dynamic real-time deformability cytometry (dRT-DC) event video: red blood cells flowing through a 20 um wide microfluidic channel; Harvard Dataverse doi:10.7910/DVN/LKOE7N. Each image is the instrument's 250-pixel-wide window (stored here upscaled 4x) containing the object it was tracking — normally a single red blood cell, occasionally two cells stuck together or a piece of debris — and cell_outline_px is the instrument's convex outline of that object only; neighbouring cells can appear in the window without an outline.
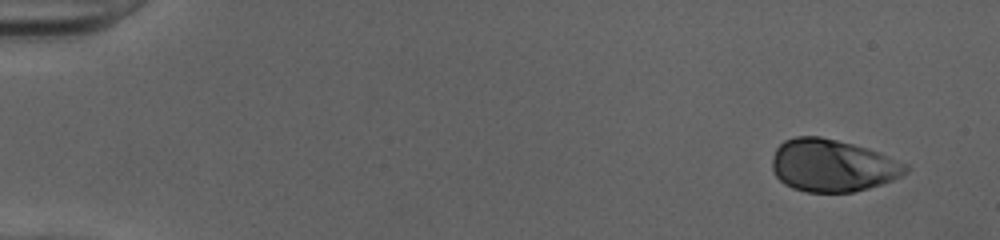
{"species": "human", "species_latin": "Homo sapiens", "temperature_condition": "cold", "stored_images_in_passage": 49, "camera_frame_rate_fps": 3000, "um_per_image_px": 0.085, "donor": {"sex": "female"}, "frame": {"image": 1, "passage_image": 1, "time_ms": 0.0, "image_size_px": [1000, 240], "cell_outline_px": [[908, 172], [892, 180], [868, 188], [852, 192], [808, 192], [792, 188], [784, 184], [776, 176], [772, 168], [772, 156], [776, 148], [784, 140], [796, 136], [820, 136], [868, 148], [908, 164]], "centroid_in_image_um": [70.74, 14.06], "position_along_channel_um": 14.3, "area_um2": 40.75}}
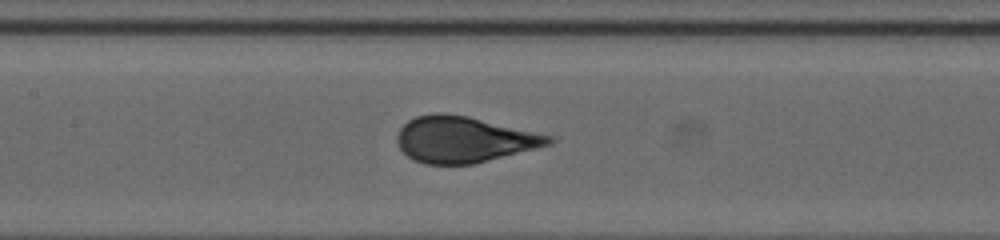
{"frame": {"image": 2, "passage_image": 23, "time_ms": 7.333, "image_size_px": [1000, 240], "cell_outline_px": [[556, 140], [552, 144], [472, 164], [424, 164], [412, 160], [400, 148], [396, 140], [396, 136], [400, 128], [408, 120], [416, 116], [436, 112], [440, 112], [468, 116], [556, 136]], "centroid_in_image_um": [39.44, 11.84], "position_along_channel_um": 168.0, "area_um2": 40.86}}
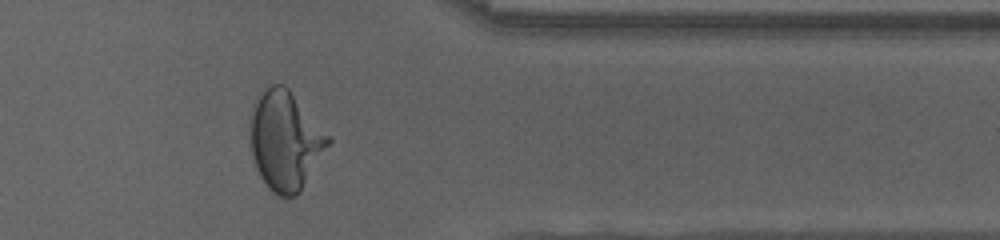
{"frame": {"image": 3, "passage_image": 40, "time_ms": 13.0, "image_size_px": [1000, 240], "cell_outline_px": [[332, 140], [300, 192], [296, 196], [280, 196], [272, 192], [268, 188], [260, 176], [256, 168], [252, 152], [248, 124], [248, 116], [260, 96], [272, 84], [284, 84], [288, 88], [332, 136]], "centroid_in_image_um": [24.26, 11.95], "position_along_channel_um": 387.1, "area_um2": 45.08}, "authors_computed_cell_mechanics": {"area_um2": 40.8646, "velocity_mm_per_s": 4.0487, "shape_relaxation_time_tau1_ms": 4.4967, "shape_relaxation_time_tau2_ms": null, "deformation_change_tau1": 0.1805, "deformation_change_tau2": null}}